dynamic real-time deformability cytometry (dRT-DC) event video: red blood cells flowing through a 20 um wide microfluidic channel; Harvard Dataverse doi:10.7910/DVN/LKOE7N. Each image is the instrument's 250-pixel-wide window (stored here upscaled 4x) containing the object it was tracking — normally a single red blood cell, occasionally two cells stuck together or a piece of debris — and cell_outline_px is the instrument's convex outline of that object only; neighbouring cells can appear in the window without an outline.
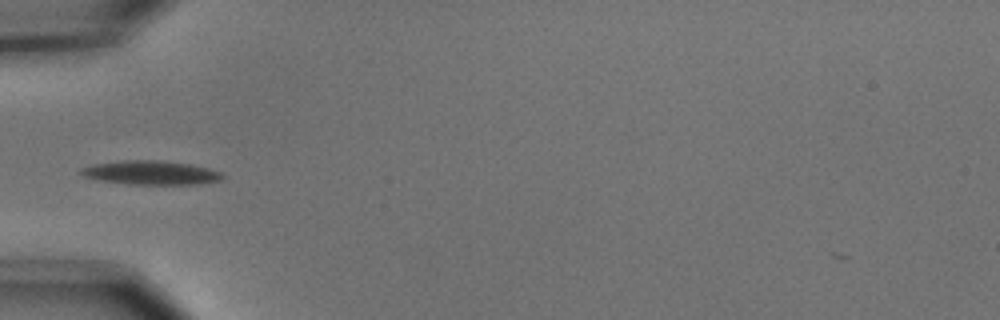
{"species": "common noctule bat (a hibernating species)", "species_latin": "Nyctalus noctula", "temperature_condition": "cold", "stored_images_in_passage": 3, "camera_frame_rate_fps": 3000, "um_per_image_px": 0.085, "animal": {"sex": "male", "body_mass_g": 15.6}, "frame": {"image": 1, "passage_image": 3, "time_ms": 0.667, "image_size_px": [1000, 320], "cell_outline_px": [[224, 176], [220, 180], [196, 184], [128, 184], [100, 180], [84, 176], [80, 172], [80, 168], [92, 164], [124, 160], [160, 160], [188, 164], [208, 168], [220, 172]], "centroid_in_image_um": [12.79, 14.67], "position_along_channel_um": 72.2, "area_um2": 19.54}}